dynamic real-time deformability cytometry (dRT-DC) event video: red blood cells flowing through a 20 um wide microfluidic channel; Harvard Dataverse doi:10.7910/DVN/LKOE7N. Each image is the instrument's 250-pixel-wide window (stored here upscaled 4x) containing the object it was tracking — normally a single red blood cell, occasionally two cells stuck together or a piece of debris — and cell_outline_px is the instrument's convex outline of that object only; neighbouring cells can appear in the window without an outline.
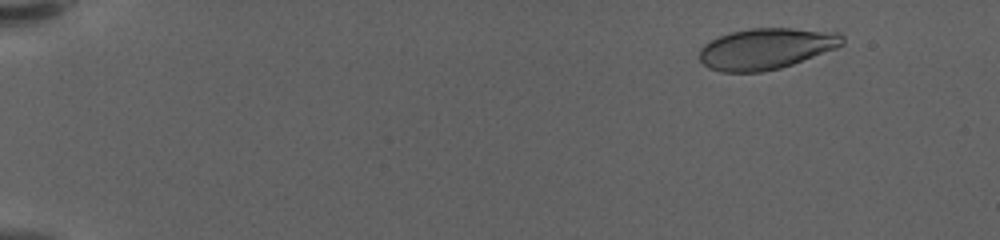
{"species": "human", "species_latin": "Homo sapiens", "temperature_condition": "warm", "stored_images_in_passage": 60, "camera_frame_rate_fps": 3000, "um_per_image_px": 0.085, "donor": {"sex": "female"}, "frame": {"image": 1, "passage_image": 7, "time_ms": 2.0, "image_size_px": [1000, 240], "cell_outline_px": [[844, 44], [836, 48], [792, 64], [780, 68], [764, 72], [720, 72], [708, 68], [700, 60], [700, 48], [704, 44], [720, 36], [732, 32], [752, 28], [792, 28], [840, 32], [844, 36]], "centroid_in_image_um": [65.14, 4.14], "position_along_channel_um": 19.9, "area_um2": 34.22}}
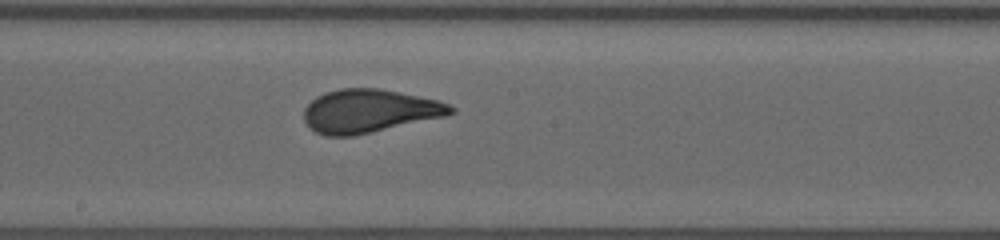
{"frame": {"image": 2, "passage_image": 35, "time_ms": 11.333, "image_size_px": [1000, 240], "cell_outline_px": [[456, 112], [444, 116], [352, 136], [324, 136], [316, 132], [304, 120], [304, 108], [316, 96], [324, 92], [340, 88], [376, 88], [400, 92], [436, 100], [448, 104], [456, 108]], "centroid_in_image_um": [31.35, 9.43], "position_along_channel_um": 216.8, "area_um2": 36.7}}
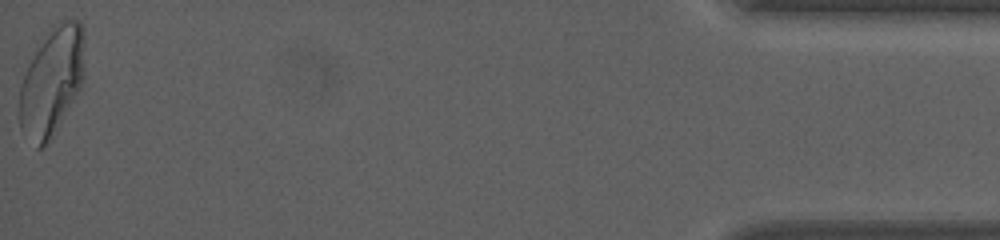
{"frame": {"image": 3, "passage_image": 60, "time_ms": 19.667, "image_size_px": [1000, 240], "cell_outline_px": [[84, 80], [80, 88], [44, 148], [36, 148], [20, 128], [20, 84], [36, 44], [48, 28], [52, 24], [68, 16], [80, 20], [84, 28]], "centroid_in_image_um": [4.41, 6.77], "position_along_channel_um": 430.8, "area_um2": 41.79}, "authors_computed_cell_mechanics": {"area_um2": 36.2117, "velocity_mm_per_s": 3.5629, "shape_relaxation_time_tau1_ms": 5.8367, "shape_relaxation_time_tau2_ms": null, "deformation_change_tau1": 0.2138, "deformation_change_tau2": null}}